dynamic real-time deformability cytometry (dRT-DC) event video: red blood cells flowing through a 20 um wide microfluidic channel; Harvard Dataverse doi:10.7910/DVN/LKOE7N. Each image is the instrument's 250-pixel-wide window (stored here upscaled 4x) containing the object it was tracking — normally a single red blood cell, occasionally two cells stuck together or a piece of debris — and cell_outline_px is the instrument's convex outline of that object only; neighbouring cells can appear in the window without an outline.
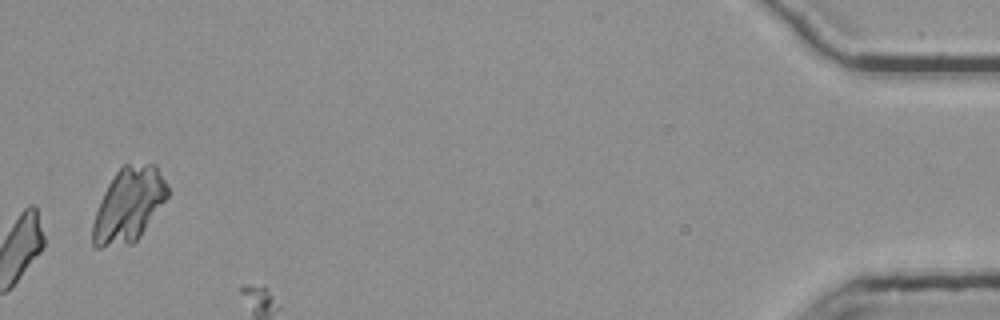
{"species": "common noctule bat (a hibernating species)", "species_latin": "Nyctalus noctula", "temperature_condition": "room temperature", "stored_images_in_passage": 38, "camera_frame_rate_fps": 3000, "um_per_image_px": 0.085, "animal": {"sex": "female", "body_mass_g": 25.1}, "frame": {"image": 1, "passage_image": 38, "time_ms": 12.333, "image_size_px": [1000, 320], "cell_outline_px": [[168, 196], [140, 236], [132, 244], [100, 248], [96, 248], [92, 244], [92, 224], [100, 200], [108, 184], [116, 172], [124, 164], [156, 164], [168, 184]], "centroid_in_image_um": [10.93, 17.42], "position_along_channel_um": 424.3, "area_um2": 32.37}}